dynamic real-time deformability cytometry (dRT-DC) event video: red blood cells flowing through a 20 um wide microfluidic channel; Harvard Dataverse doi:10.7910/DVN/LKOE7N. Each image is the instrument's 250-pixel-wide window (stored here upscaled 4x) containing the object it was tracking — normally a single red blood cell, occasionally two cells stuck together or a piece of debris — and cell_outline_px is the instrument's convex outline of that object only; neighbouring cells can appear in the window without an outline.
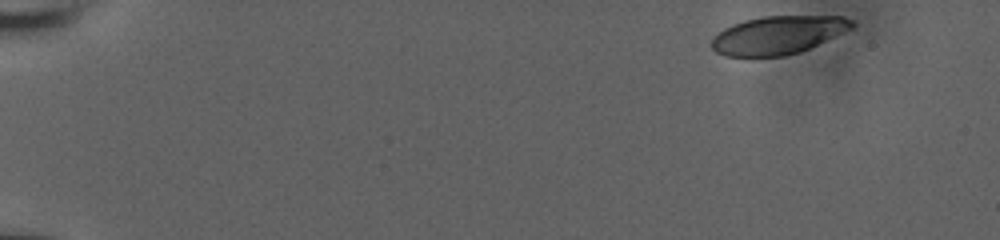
{"species": "human", "species_latin": "Homo sapiens", "temperature_condition": "room temperature", "stored_images_in_passage": 10, "camera_frame_rate_fps": 3000, "um_per_image_px": 0.085, "donor": {"sex": "male"}, "frame": {"image": 1, "passage_image": 1, "time_ms": 0.0, "image_size_px": [1000, 240], "cell_outline_px": [[856, 24], [852, 28], [800, 52], [784, 56], [724, 56], [716, 52], [712, 48], [712, 36], [724, 28], [732, 24], [744, 20], [764, 16], [844, 16], [852, 20]], "centroid_in_image_um": [66.11, 2.97], "position_along_channel_um": 18.9, "area_um2": 31.15}}
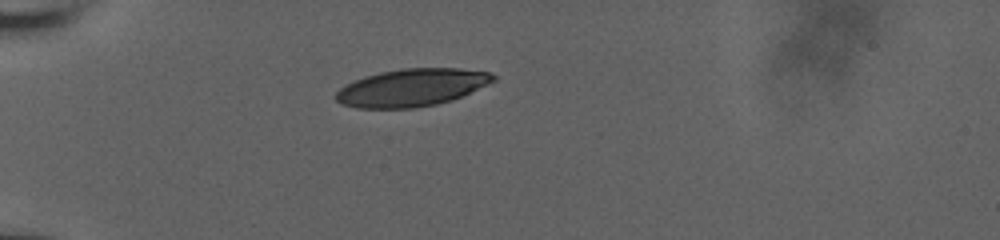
{"frame": {"image": 2, "passage_image": 7, "time_ms": 2.0, "image_size_px": [1000, 240], "cell_outline_px": [[496, 80], [488, 84], [452, 100], [436, 104], [416, 108], [356, 108], [340, 104], [336, 100], [336, 92], [344, 84], [352, 80], [364, 76], [380, 72], [404, 68], [460, 68], [488, 72], [496, 76]], "centroid_in_image_um": [34.96, 7.44], "position_along_channel_um": 50.0, "area_um2": 34.56}}
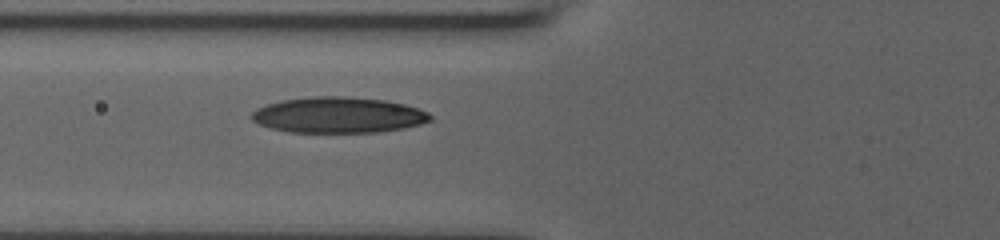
{"frame": {"image": 3, "passage_image": 10, "time_ms": 3.0, "image_size_px": [1000, 240], "cell_outline_px": [[432, 120], [420, 124], [400, 128], [376, 132], [288, 132], [272, 128], [260, 124], [252, 120], [248, 116], [256, 108], [268, 104], [284, 100], [312, 96], [344, 96], [384, 100], [404, 104], [428, 112], [432, 116]], "centroid_in_image_um": [28.73, 9.77], "position_along_channel_um": 97.1, "area_um2": 37.11}}